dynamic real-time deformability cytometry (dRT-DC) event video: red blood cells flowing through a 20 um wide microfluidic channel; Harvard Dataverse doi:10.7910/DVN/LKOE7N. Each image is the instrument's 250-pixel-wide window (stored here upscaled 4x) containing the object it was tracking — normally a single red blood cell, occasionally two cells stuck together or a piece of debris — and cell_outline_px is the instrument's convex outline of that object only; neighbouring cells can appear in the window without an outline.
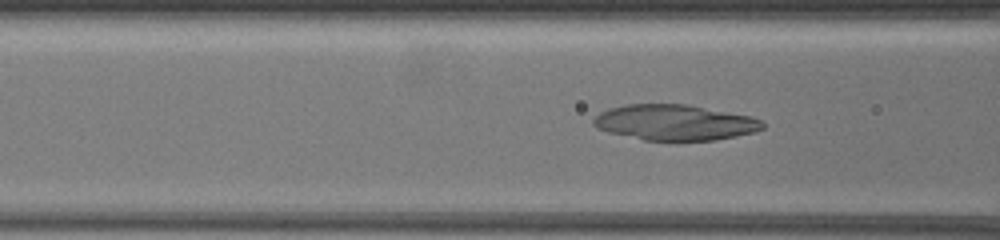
{"species": "common noctule bat (a hibernating species)", "species_latin": "Nyctalus noctula", "temperature_condition": "warm", "stored_images_in_passage": 21, "camera_frame_rate_fps": 3000, "um_per_image_px": 0.085, "animal": {"sex": "female", "body_mass_g": 19.5, "forearm_length_mm": 54.1}, "frame": {"image": 1, "passage_image": 10, "time_ms": 1.333, "image_size_px": [1000, 240], "cell_outline_px": [[764, 128], [756, 132], [716, 140], [676, 144], [644, 140], [608, 132], [596, 128], [592, 124], [592, 120], [600, 112], [608, 108], [628, 104], [688, 104], [752, 116], [760, 120], [764, 124]], "centroid_in_image_um": [57.37, 10.45], "position_along_channel_um": 109.2, "area_um2": 36.3}}
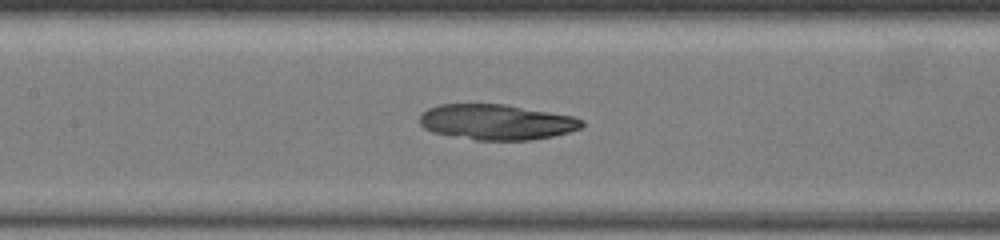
{"frame": {"image": 2, "passage_image": 18, "time_ms": 2.667, "image_size_px": [1000, 240], "cell_outline_px": [[584, 124], [580, 128], [568, 132], [552, 136], [532, 140], [476, 140], [432, 132], [424, 128], [420, 124], [420, 116], [428, 108], [440, 104], [504, 104], [576, 116], [584, 120]], "centroid_in_image_um": [42.23, 10.37], "position_along_channel_um": 165.2, "area_um2": 33.58}}